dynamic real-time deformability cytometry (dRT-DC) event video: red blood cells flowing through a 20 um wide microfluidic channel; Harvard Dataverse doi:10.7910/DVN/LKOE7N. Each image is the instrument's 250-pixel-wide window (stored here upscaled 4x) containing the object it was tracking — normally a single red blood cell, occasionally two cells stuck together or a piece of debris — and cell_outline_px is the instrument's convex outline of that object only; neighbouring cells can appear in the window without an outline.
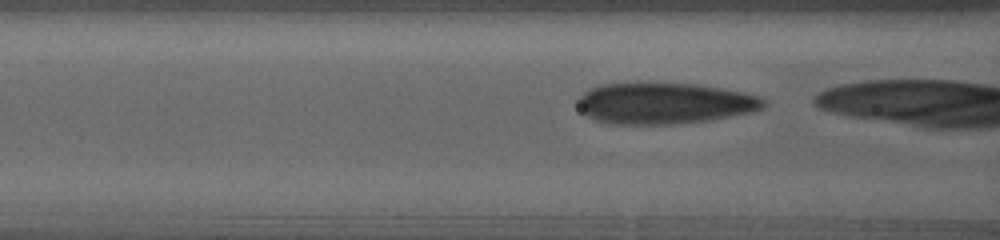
{"species": "human", "species_latin": "Homo sapiens", "temperature_condition": "warm", "stored_images_in_passage": 17, "camera_frame_rate_fps": 3000, "um_per_image_px": 0.085, "donor": {"sex": "female"}, "frame": {"image": 1, "passage_image": 16, "time_ms": 7.667, "image_size_px": [1000, 240], "cell_outline_px": [[764, 108], [752, 112], [732, 116], [708, 120], [676, 124], [612, 124], [596, 120], [588, 116], [580, 108], [580, 96], [588, 88], [600, 84], [636, 80], [656, 80], [696, 84], [744, 92], [760, 96], [764, 100]], "centroid_in_image_um": [56.46, 8.72], "position_along_channel_um": 110.1, "area_um2": 45.84}}